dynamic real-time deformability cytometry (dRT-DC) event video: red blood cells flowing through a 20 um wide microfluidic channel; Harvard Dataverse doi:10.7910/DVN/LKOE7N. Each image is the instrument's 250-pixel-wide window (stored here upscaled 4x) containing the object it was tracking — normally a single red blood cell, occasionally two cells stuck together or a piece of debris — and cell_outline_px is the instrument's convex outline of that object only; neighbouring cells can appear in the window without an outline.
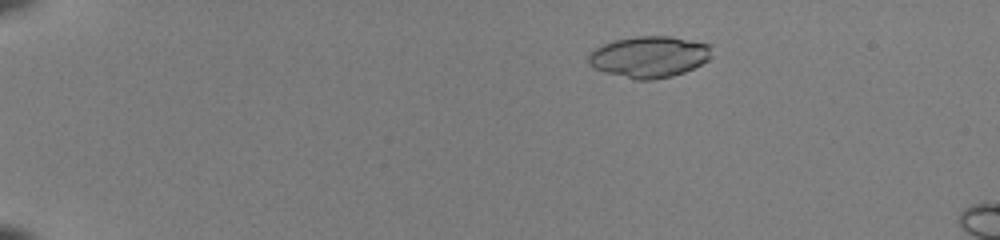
{"species": "common noctule bat (a hibernating species)", "species_latin": "Nyctalus noctula", "temperature_condition": "room temperature", "stored_images_in_passage": 18, "camera_frame_rate_fps": 3000, "um_per_image_px": 0.085, "animal": {"sex": "female", "body_mass_g": 22.0, "forearm_length_mm": 56.7}, "frame": {"image": 1, "passage_image": 11, "time_ms": 3.333, "image_size_px": [1000, 240], "cell_outline_px": [[712, 56], [708, 60], [684, 72], [672, 76], [652, 80], [636, 80], [604, 72], [592, 68], [588, 64], [588, 52], [612, 40], [636, 36], [672, 36], [712, 44]], "centroid_in_image_um": [55.18, 4.82], "position_along_channel_um": 29.8, "area_um2": 30.11}}